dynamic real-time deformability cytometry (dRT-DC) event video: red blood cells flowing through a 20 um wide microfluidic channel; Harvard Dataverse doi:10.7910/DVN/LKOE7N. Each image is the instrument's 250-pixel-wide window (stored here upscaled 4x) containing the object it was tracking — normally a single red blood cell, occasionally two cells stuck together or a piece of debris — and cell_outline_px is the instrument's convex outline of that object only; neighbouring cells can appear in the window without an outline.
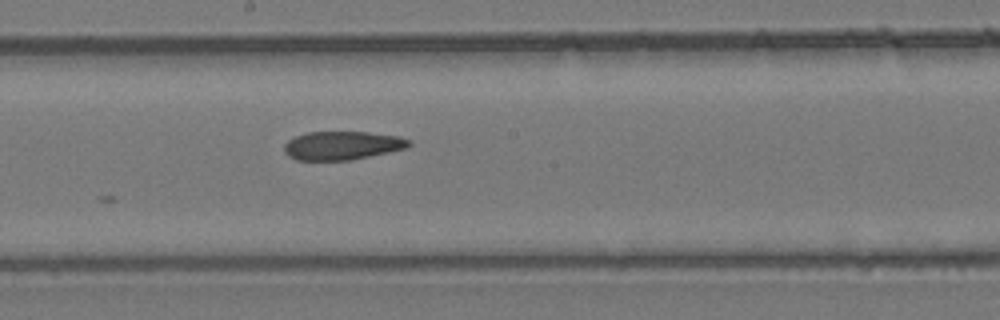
{"species": "common noctule bat (a hibernating species)", "species_latin": "Nyctalus noctula", "temperature_condition": "room temperature", "stored_images_in_passage": 21, "camera_frame_rate_fps": 3000, "um_per_image_px": 0.085, "animal": {"sex": "female", "body_mass_g": 24.6, "forearm_length_mm": 56.2}, "frame": {"image": 1, "passage_image": 21, "time_ms": 6.667, "image_size_px": [1000, 320], "cell_outline_px": [[412, 144], [408, 148], [348, 160], [296, 160], [288, 156], [284, 152], [284, 144], [288, 140], [296, 136], [308, 132], [368, 132], [400, 136], [412, 140]], "centroid_in_image_um": [29.11, 12.36], "position_along_channel_um": 219.1, "area_um2": 20.81}}